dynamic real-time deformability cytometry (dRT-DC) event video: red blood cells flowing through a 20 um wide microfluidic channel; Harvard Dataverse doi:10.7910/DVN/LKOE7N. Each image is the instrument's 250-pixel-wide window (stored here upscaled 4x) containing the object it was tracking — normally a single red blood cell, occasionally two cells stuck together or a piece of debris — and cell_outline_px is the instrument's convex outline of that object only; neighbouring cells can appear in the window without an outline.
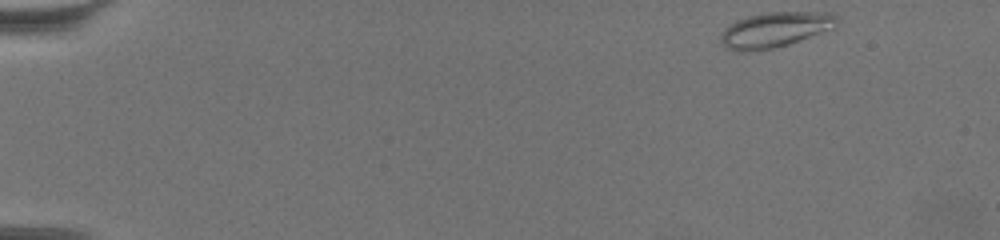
{"species": "common noctule bat (a hibernating species)", "species_latin": "Nyctalus noctula", "temperature_condition": "warm", "stored_images_in_passage": 57, "camera_frame_rate_fps": 3000, "um_per_image_px": 0.085, "animal": {"sex": "female", "body_mass_g": 19.5, "forearm_length_mm": 54.1}, "frame": {"image": 1, "passage_image": 1, "time_ms": 0.0, "image_size_px": [1000, 240], "cell_outline_px": [[836, 20], [832, 28], [800, 40], [788, 44], [772, 48], [744, 52], [736, 52], [724, 48], [720, 40], [720, 36], [724, 28], [736, 20], [748, 16], [768, 12], [832, 12], [836, 16]], "centroid_in_image_um": [65.79, 2.53], "position_along_channel_um": 19.2, "area_um2": 23.7}}
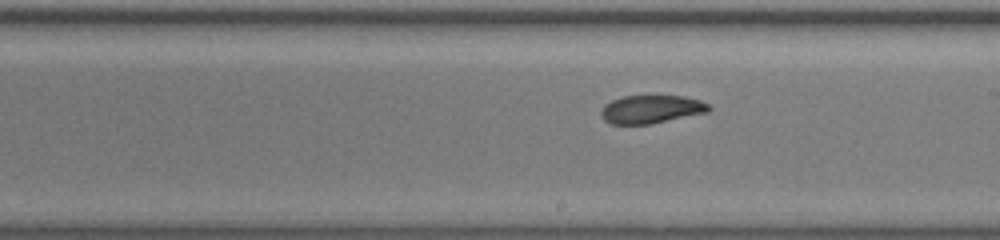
{"frame": {"image": 2, "passage_image": 32, "time_ms": 10.333, "image_size_px": [1000, 240], "cell_outline_px": [[712, 108], [708, 112], [652, 124], [608, 124], [600, 116], [600, 112], [604, 104], [612, 100], [624, 96], [684, 96], [700, 100], [708, 104]], "centroid_in_image_um": [55.33, 9.29], "position_along_channel_um": 233.7, "area_um2": 17.86}}
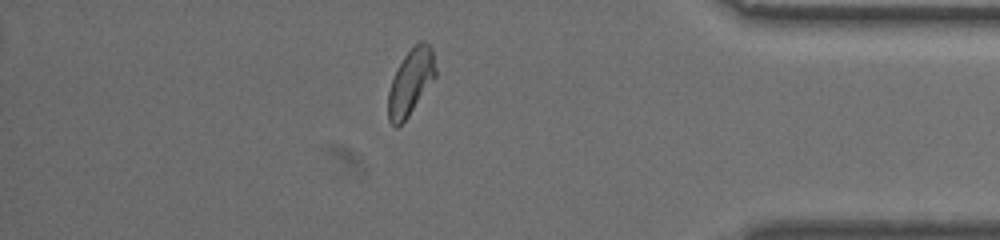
{"frame": {"image": 3, "passage_image": 49, "time_ms": 16.0, "image_size_px": [1000, 240], "cell_outline_px": [[436, 76], [408, 116], [396, 128], [388, 120], [388, 92], [392, 80], [404, 56], [420, 40], [424, 40], [432, 48], [436, 68]], "centroid_in_image_um": [34.91, 6.97], "position_along_channel_um": 400.3, "area_um2": 17.86}, "authors_computed_cell_mechanics": {"area_um2": 18.496, "velocity_mm_per_s": 3.3959, "shape_relaxation_time_tau1_ms": 4.9481, "shape_relaxation_time_tau2_ms": 5.0186, "deformation_change_tau1": 0.1444, "deformation_change_tau2": 0.0968}}